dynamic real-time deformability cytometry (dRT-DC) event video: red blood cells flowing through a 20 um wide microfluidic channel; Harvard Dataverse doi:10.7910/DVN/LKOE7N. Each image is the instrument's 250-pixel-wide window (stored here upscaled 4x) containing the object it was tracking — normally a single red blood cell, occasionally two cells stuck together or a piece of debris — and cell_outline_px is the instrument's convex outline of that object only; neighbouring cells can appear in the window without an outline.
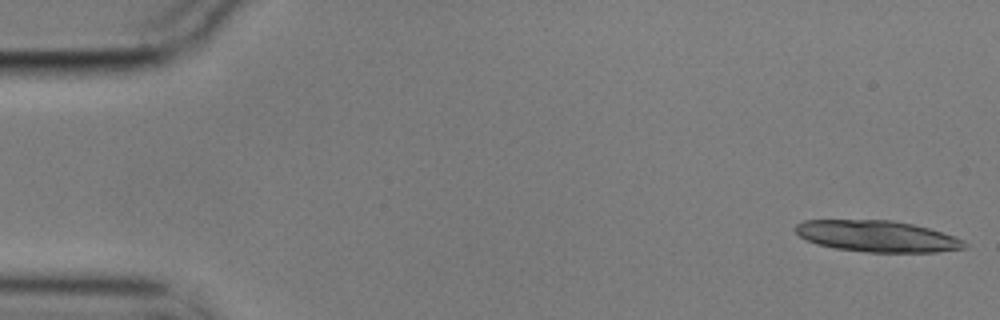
{"species": "common noctule bat (a hibernating species)", "species_latin": "Nyctalus noctula", "temperature_condition": "cold", "stored_images_in_passage": 50, "camera_frame_rate_fps": 3000, "um_per_image_px": 0.085, "animal": {"sex": "male", "body_mass_g": 17.9}, "frame": {"image": 1, "passage_image": 1, "time_ms": 0.0, "image_size_px": [1000, 320], "cell_outline_px": [[968, 248], [936, 252], [868, 252], [836, 248], [816, 244], [800, 236], [796, 232], [796, 224], [804, 220], [892, 220], [912, 224], [928, 228], [964, 240], [968, 244]], "centroid_in_image_um": [74.58, 20.08], "position_along_channel_um": 10.4, "area_um2": 30.69}}
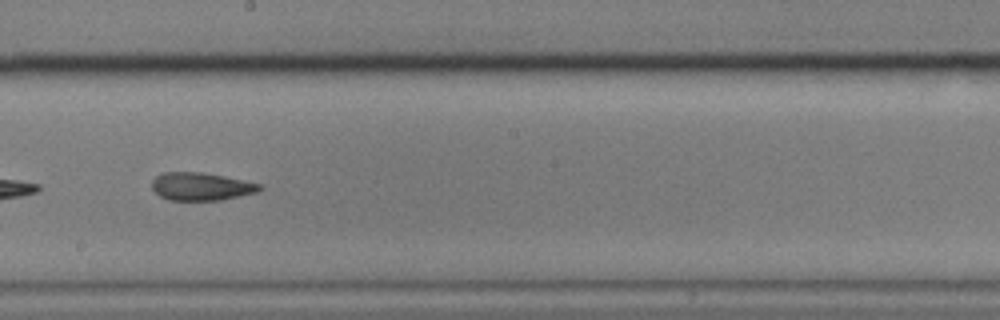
{"frame": {"image": 2, "passage_image": 31, "time_ms": 10.0, "image_size_px": [1000, 320], "cell_outline_px": [[264, 188], [256, 192], [220, 200], [168, 200], [160, 196], [152, 188], [152, 180], [160, 172], [204, 172], [264, 184]], "centroid_in_image_um": [17.1, 15.84], "position_along_channel_um": 231.1, "area_um2": 17.63}}
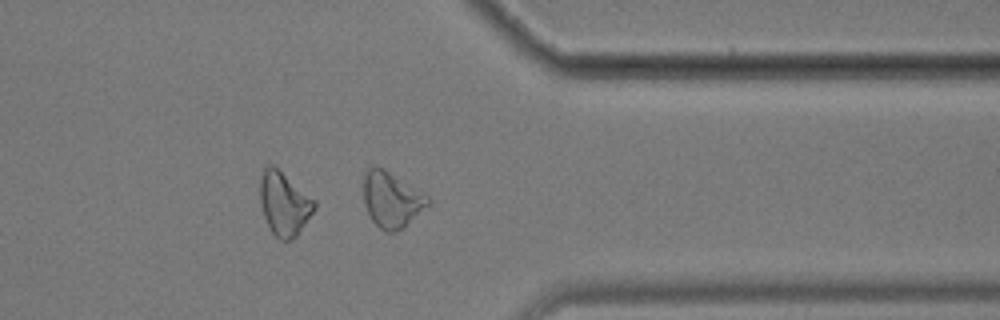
{"frame": {"image": 3, "passage_image": 44, "time_ms": 14.333, "image_size_px": [1000, 320], "cell_outline_px": [[432, 200], [404, 228], [392, 232], [388, 232], [380, 228], [372, 220], [364, 204], [364, 176], [368, 168], [376, 164], [428, 196]], "centroid_in_image_um": [33.27, 16.97], "position_along_channel_um": 378.1, "area_um2": 20.52}, "authors_computed_cell_mechanics": {"area_um2": 19.4786, "velocity_mm_per_s": 3.5376, "shape_relaxation_time_tau1_ms": 8.8293, "shape_relaxation_time_tau2_ms": 3.8328, "deformation_change_tau1": 0.1999, "deformation_change_tau2": 0.1158}}